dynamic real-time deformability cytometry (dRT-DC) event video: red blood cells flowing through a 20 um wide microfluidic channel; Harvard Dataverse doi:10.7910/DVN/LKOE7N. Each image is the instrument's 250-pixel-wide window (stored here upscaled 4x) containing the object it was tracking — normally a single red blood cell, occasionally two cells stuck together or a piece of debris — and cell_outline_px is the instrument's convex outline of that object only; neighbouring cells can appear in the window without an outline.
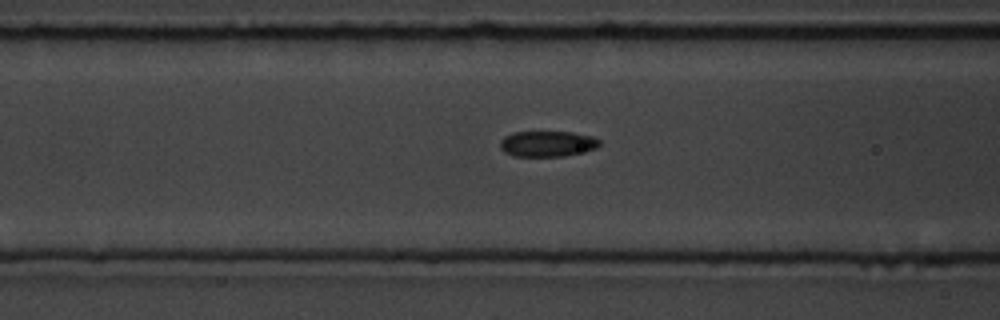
{"species": "common noctule bat (a hibernating species)", "species_latin": "Nyctalus noctula", "temperature_condition": "room temperature", "stored_images_in_passage": 8, "segment_of_instrument_passage": [2, 2], "camera_frame_rate_fps": 3000, "um_per_image_px": 0.085, "animal": {"sex": "male", "body_mass_g": 19.5, "forearm_length_mm": 54.6}, "frame": {"image": 1, "passage_image": 8, "time_ms": 8.333, "image_size_px": [1000, 320], "cell_outline_px": [[600, 144], [596, 148], [564, 156], [512, 156], [504, 152], [500, 148], [500, 140], [504, 136], [512, 132], [572, 132], [592, 136], [600, 140]], "centroid_in_image_um": [46.49, 12.21], "position_along_channel_um": 120.1, "area_um2": 14.91}}